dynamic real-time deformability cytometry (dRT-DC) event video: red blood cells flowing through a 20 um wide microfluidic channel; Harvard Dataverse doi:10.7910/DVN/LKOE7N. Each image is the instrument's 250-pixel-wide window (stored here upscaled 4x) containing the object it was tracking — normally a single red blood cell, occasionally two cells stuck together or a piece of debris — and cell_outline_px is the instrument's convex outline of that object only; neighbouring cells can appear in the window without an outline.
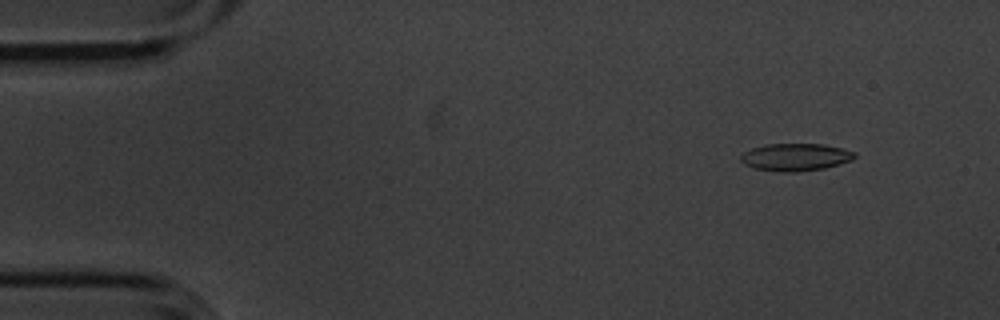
{"species": "common noctule bat (a hibernating species)", "species_latin": "Nyctalus noctula", "temperature_condition": "cold", "stored_images_in_passage": 56, "camera_frame_rate_fps": 3000, "um_per_image_px": 0.085, "animal": {"sex": "male", "body_mass_g": 20.1, "forearm_length_mm": 53.5}, "frame": {"image": 1, "passage_image": 6, "time_ms": 1.667, "image_size_px": [1000, 320], "cell_outline_px": [[856, 156], [852, 160], [840, 164], [824, 168], [796, 172], [780, 172], [756, 168], [744, 164], [740, 160], [740, 156], [744, 152], [752, 148], [764, 144], [824, 144], [844, 148], [856, 152]], "centroid_in_image_um": [67.64, 13.35], "position_along_channel_um": 17.4, "area_um2": 18.32}}
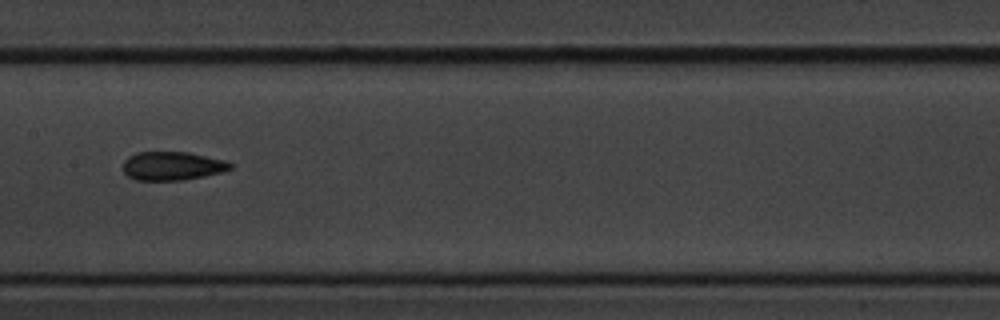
{"frame": {"image": 2, "passage_image": 28, "time_ms": 9.0, "image_size_px": [1000, 320], "cell_outline_px": [[232, 168], [220, 172], [204, 176], [184, 180], [136, 180], [128, 176], [124, 172], [124, 160], [128, 156], [136, 152], [188, 152], [224, 160], [232, 164]], "centroid_in_image_um": [14.62, 14.1], "position_along_channel_um": 192.8, "area_um2": 17.8}}
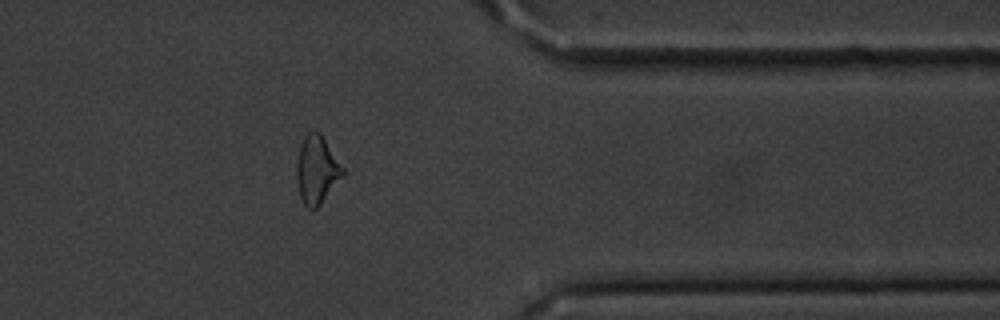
{"frame": {"image": 3, "passage_image": 45, "time_ms": 14.667, "image_size_px": [1000, 320], "cell_outline_px": [[344, 176], [320, 204], [316, 208], [308, 208], [304, 204], [300, 196], [296, 180], [296, 160], [300, 144], [304, 136], [308, 132], [320, 132], [344, 168]], "centroid_in_image_um": [26.92, 14.42], "position_along_channel_um": 384.5, "area_um2": 18.32}, "authors_computed_cell_mechanics": {"area_um2": 18.1492, "velocity_mm_per_s": 3.6154, "shape_relaxation_time_tau1_ms": 4.5002, "shape_relaxation_time_tau2_ms": 3.1625, "deformation_change_tau1": 0.1475, "deformation_change_tau2": 0.1055}}